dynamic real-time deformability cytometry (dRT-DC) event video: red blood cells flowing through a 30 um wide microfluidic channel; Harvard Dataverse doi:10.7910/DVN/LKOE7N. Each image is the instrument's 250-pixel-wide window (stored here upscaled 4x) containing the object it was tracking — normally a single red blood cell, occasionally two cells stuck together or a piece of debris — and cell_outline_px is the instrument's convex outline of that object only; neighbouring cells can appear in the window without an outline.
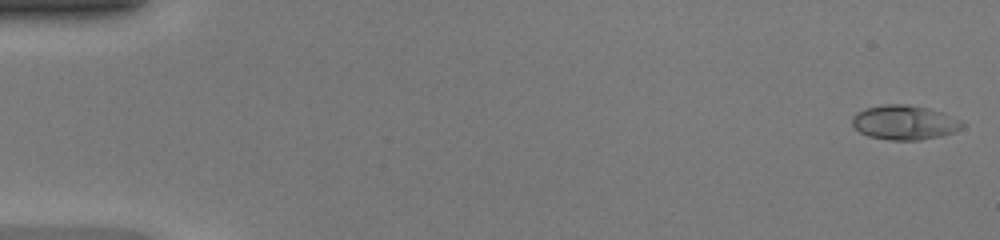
{"species": "common noctule bat (a hibernating species)", "species_latin": "Nyctalus noctula", "temperature_condition": "warm", "stored_images_in_passage": 48, "camera_frame_rate_fps": 3000, "um_per_image_px": 0.085, "animal": {"sex": "female", "body_mass_g": 20.0, "forearm_length_mm": 54.0}, "frame": {"image": 1, "passage_image": 1, "time_ms": 0.0, "image_size_px": [1000, 240], "cell_outline_px": [[964, 124], [960, 128], [952, 132], [940, 136], [920, 140], [888, 140], [868, 136], [860, 132], [852, 124], [852, 116], [856, 112], [864, 108], [884, 104], [908, 104], [928, 108], [944, 112], [960, 120]], "centroid_in_image_um": [76.85, 10.4], "position_along_channel_um": 8.2, "area_um2": 22.2}}
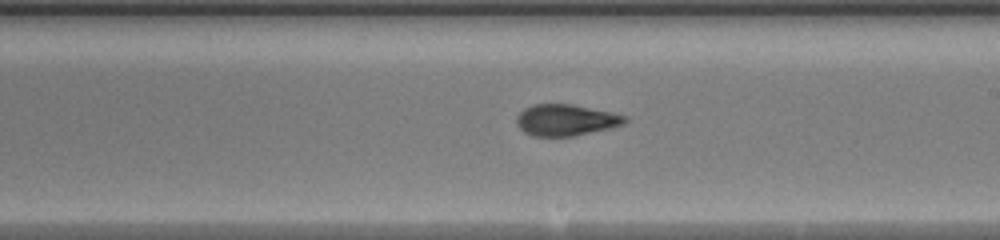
{"frame": {"image": 2, "passage_image": 28, "time_ms": 9.0, "image_size_px": [1000, 240], "cell_outline_px": [[628, 120], [624, 124], [608, 128], [572, 136], [532, 136], [524, 132], [516, 124], [516, 116], [524, 108], [532, 104], [572, 104], [628, 116]], "centroid_in_image_um": [48.06, 10.2], "position_along_channel_um": 240.9, "area_um2": 19.71}}
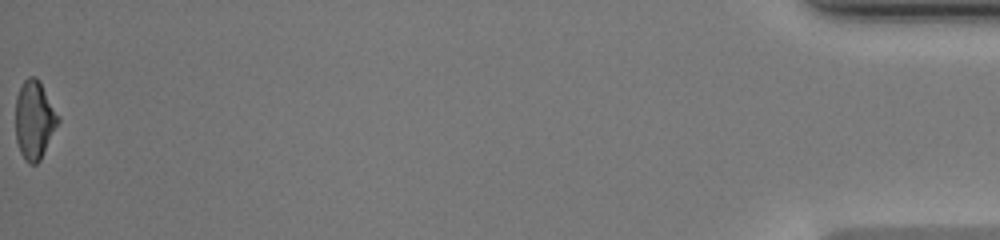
{"frame": {"image": 3, "passage_image": 48, "time_ms": 15.667, "image_size_px": [1000, 240], "cell_outline_px": [[60, 120], [40, 160], [36, 164], [28, 164], [24, 160], [20, 152], [16, 140], [16, 96], [24, 80], [28, 76], [36, 76], [40, 80], [60, 116]], "centroid_in_image_um": [2.93, 10.18], "position_along_channel_um": 432.3, "area_um2": 19.65}, "authors_computed_cell_mechanics": {"area_um2": 20.3745, "velocity_mm_per_s": 4.3446, "shape_relaxation_time_tau1_ms": 4.8349, "shape_relaxation_time_tau2_ms": 1.4405, "deformation_change_tau1": 0.2059, "deformation_change_tau2": 0.0674}}